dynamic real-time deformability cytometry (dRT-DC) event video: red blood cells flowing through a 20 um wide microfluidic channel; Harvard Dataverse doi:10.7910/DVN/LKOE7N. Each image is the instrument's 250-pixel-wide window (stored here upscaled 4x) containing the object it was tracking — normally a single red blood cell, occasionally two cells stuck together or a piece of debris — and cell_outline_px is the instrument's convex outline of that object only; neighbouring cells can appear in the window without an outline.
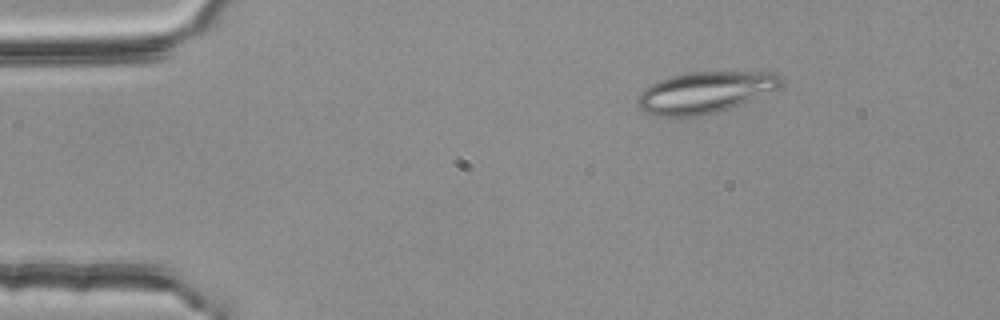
{"species": "common noctule bat (a hibernating species)", "species_latin": "Nyctalus noctula", "temperature_condition": "room temperature", "stored_images_in_passage": 47, "camera_frame_rate_fps": 3000, "um_per_image_px": 0.085, "animal": {"sex": "female", "body_mass_g": 25.1}, "frame": {"image": 1, "passage_image": 1, "time_ms": 0.0, "image_size_px": [1000, 320], "cell_outline_px": [[784, 80], [776, 88], [740, 104], [716, 112], [692, 116], [656, 116], [644, 112], [636, 104], [636, 100], [644, 88], [660, 80], [672, 76], [688, 72], [776, 72]], "centroid_in_image_um": [59.87, 7.84], "position_along_channel_um": 25.1, "area_um2": 33.99}}
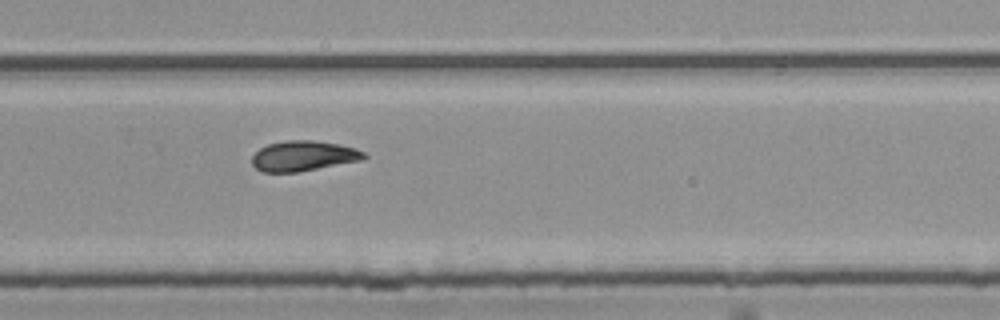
{"frame": {"image": 2, "passage_image": 29, "time_ms": 9.333, "image_size_px": [1000, 320], "cell_outline_px": [[368, 156], [364, 160], [296, 172], [264, 172], [256, 168], [252, 164], [252, 156], [260, 148], [268, 144], [288, 140], [316, 140], [356, 148], [364, 152]], "centroid_in_image_um": [25.81, 13.25], "position_along_channel_um": 304.0, "area_um2": 19.71}}
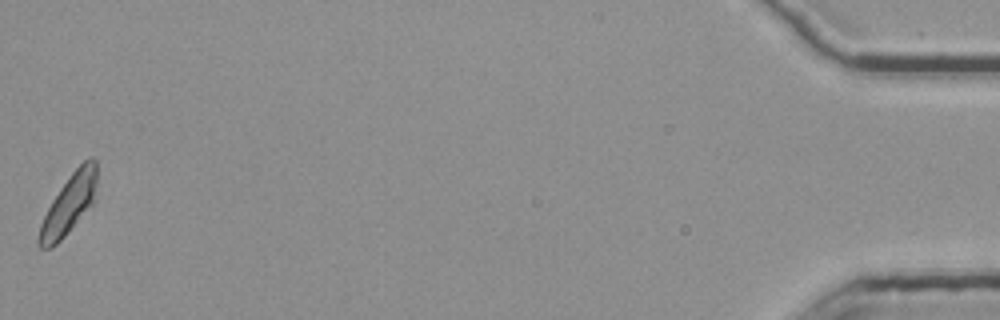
{"frame": {"image": 3, "passage_image": 47, "time_ms": 15.333, "image_size_px": [1000, 320], "cell_outline_px": [[96, 200], [68, 232], [52, 248], [40, 248], [36, 244], [36, 240], [40, 224], [52, 200], [60, 188], [72, 172], [88, 156], [92, 156], [96, 160]], "centroid_in_image_um": [5.86, 17.36], "position_along_channel_um": 429.3, "area_um2": 20.11}, "authors_computed_cell_mechanics": {"area_um2": 19.9988, "velocity_mm_per_s": 3.767, "shape_relaxation_time_tau1_ms": null, "shape_relaxation_time_tau2_ms": 5.8894, "deformation_change_tau1": null, "deformation_change_tau2": 0.1129}}